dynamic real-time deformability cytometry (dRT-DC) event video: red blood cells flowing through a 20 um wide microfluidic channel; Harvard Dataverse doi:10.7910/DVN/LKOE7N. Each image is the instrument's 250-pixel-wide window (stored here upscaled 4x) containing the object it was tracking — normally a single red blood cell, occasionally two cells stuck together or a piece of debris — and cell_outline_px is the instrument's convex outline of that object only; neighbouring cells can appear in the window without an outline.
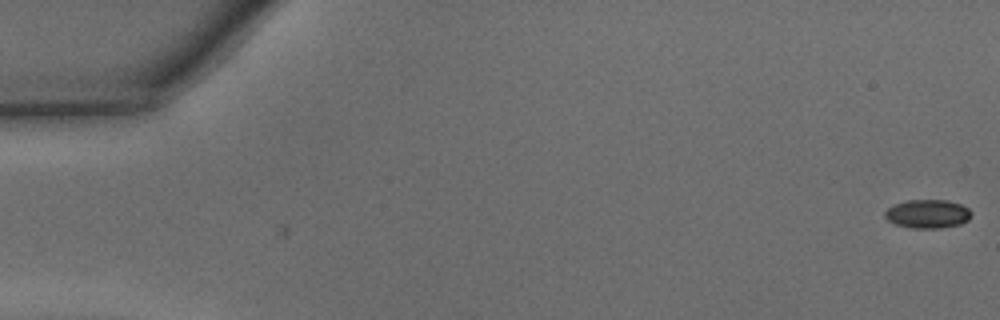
{"species": "common noctule bat (a hibernating species)", "species_latin": "Nyctalus noctula", "temperature_condition": "warm", "stored_images_in_passage": 2, "camera_frame_rate_fps": 3000, "um_per_image_px": 0.085, "animal": {"sex": "male", "body_mass_g": 15.6}, "frame": {"image": 1, "passage_image": 1, "time_ms": 0.0, "image_size_px": [1000, 320], "cell_outline_px": [[972, 216], [968, 220], [960, 224], [940, 228], [912, 228], [896, 224], [888, 220], [884, 216], [884, 212], [888, 208], [896, 204], [908, 200], [948, 200], [960, 204], [968, 208], [972, 212]], "centroid_in_image_um": [78.87, 18.18], "position_along_channel_um": 6.1, "area_um2": 14.39}}